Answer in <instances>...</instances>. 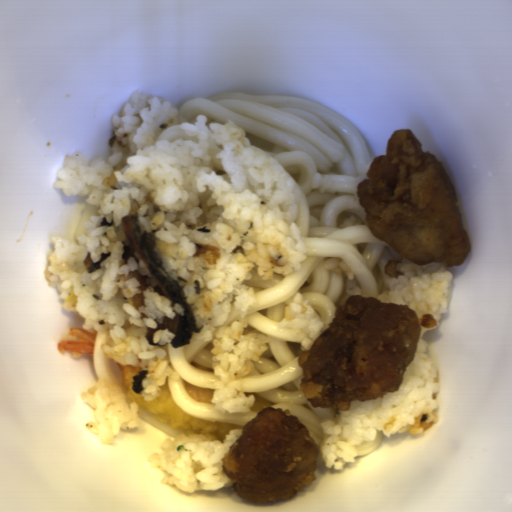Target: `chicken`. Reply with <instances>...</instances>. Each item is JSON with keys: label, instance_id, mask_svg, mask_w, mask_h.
I'll return each mask as SVG.
<instances>
[{"label": "chicken", "instance_id": "chicken-2", "mask_svg": "<svg viewBox=\"0 0 512 512\" xmlns=\"http://www.w3.org/2000/svg\"><path fill=\"white\" fill-rule=\"evenodd\" d=\"M438 325L432 314L419 316L409 305L350 295L297 358L299 390L315 408L339 410L397 392L417 354L421 326Z\"/></svg>", "mask_w": 512, "mask_h": 512}, {"label": "chicken", "instance_id": "chicken-1", "mask_svg": "<svg viewBox=\"0 0 512 512\" xmlns=\"http://www.w3.org/2000/svg\"><path fill=\"white\" fill-rule=\"evenodd\" d=\"M356 194L368 230L416 265L462 266L472 242L459 199L438 157L409 128L374 156Z\"/></svg>", "mask_w": 512, "mask_h": 512}, {"label": "chicken", "instance_id": "chicken-3", "mask_svg": "<svg viewBox=\"0 0 512 512\" xmlns=\"http://www.w3.org/2000/svg\"><path fill=\"white\" fill-rule=\"evenodd\" d=\"M321 450L290 409L267 406L244 424L221 461L236 495L248 502L291 499L317 480Z\"/></svg>", "mask_w": 512, "mask_h": 512}]
</instances>
